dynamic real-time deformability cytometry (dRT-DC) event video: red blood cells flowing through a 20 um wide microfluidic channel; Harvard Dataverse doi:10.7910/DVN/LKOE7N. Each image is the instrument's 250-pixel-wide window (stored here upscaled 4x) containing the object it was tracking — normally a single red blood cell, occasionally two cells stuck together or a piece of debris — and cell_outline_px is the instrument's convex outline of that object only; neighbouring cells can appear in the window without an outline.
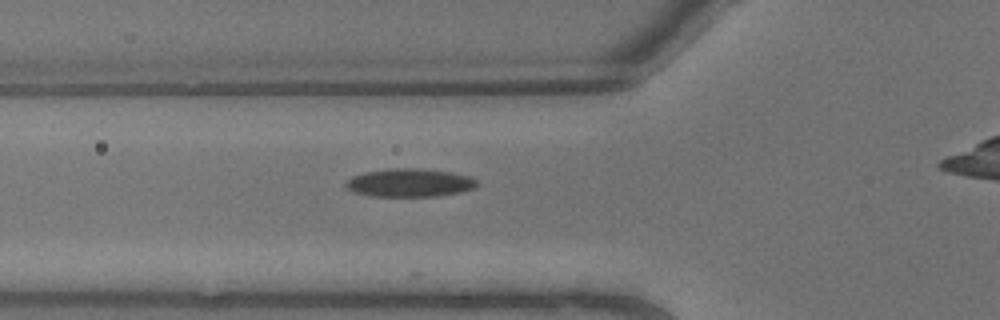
{"species": "common noctule bat (a hibernating species)", "species_latin": "Nyctalus noctula", "temperature_condition": "warm", "stored_images_in_passage": 4, "camera_frame_rate_fps": 3000, "um_per_image_px": 0.085, "animal": {"sex": "male", "body_mass_g": 13.3}, "frame": {"image": 1, "passage_image": 4, "time_ms": 1.0, "image_size_px": [1000, 320], "cell_outline_px": [[480, 184], [476, 188], [460, 192], [436, 196], [372, 196], [352, 192], [344, 184], [352, 176], [364, 172], [392, 168], [420, 168], [452, 172], [468, 176], [476, 180]], "centroid_in_image_um": [34.83, 15.53], "position_along_channel_um": 91.0, "area_um2": 21.68}}